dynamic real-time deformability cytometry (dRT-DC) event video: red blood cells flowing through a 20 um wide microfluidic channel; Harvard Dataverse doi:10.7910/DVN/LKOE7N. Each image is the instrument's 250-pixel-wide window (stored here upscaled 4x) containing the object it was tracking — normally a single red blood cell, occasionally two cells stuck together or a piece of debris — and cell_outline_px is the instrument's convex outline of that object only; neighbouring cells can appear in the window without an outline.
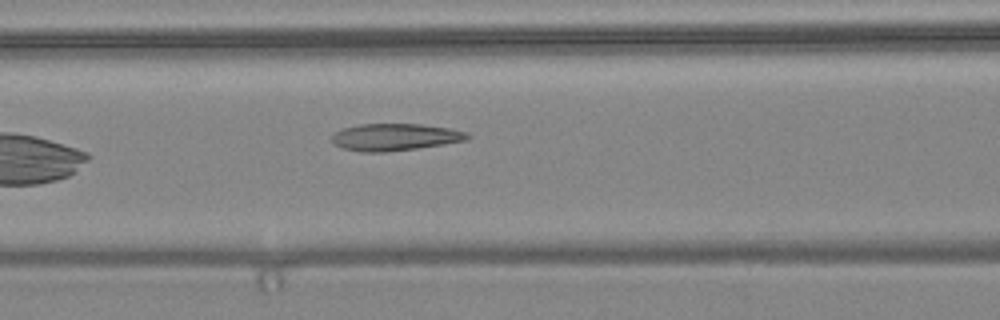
{"species": "common noctule bat (a hibernating species)", "species_latin": "Nyctalus noctula", "temperature_condition": "warm", "stored_images_in_passage": 7, "camera_frame_rate_fps": 3000, "um_per_image_px": 0.085, "animal": {"sex": "female", "body_mass_g": 24.6, "forearm_length_mm": 56.2}, "frame": {"image": 1, "passage_image": 7, "time_ms": 2.0, "image_size_px": [1000, 320], "cell_outline_px": [[472, 136], [468, 140], [444, 144], [416, 148], [384, 152], [360, 152], [344, 148], [332, 144], [332, 136], [340, 128], [360, 124], [420, 124], [448, 128], [468, 132]], "centroid_in_image_um": [33.57, 11.65], "position_along_channel_um": 133.0, "area_um2": 21.44}}